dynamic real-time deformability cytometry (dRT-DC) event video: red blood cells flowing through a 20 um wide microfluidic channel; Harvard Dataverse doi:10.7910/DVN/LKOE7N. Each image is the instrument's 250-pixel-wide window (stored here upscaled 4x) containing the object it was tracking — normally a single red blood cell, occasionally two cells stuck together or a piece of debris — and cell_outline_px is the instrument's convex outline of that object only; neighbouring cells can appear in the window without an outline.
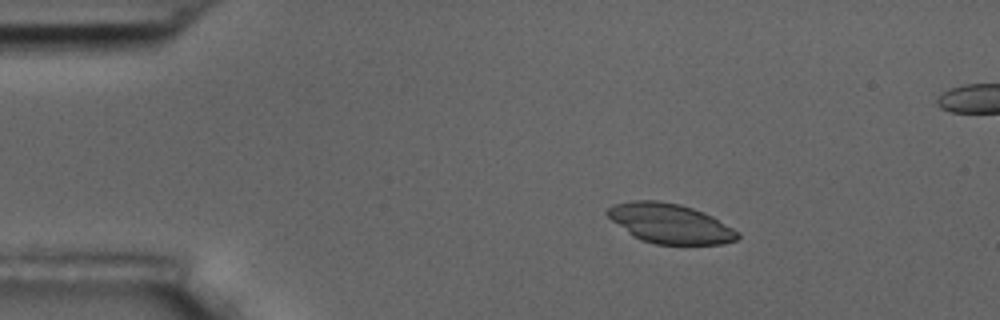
{"species": "common noctule bat (a hibernating species)", "species_latin": "Nyctalus noctula", "temperature_condition": "room temperature", "stored_images_in_passage": 5, "camera_frame_rate_fps": 3000, "um_per_image_px": 0.085, "animal": {"sex": "male", "body_mass_g": 17.5, "forearm_length_mm": 52.3}, "frame": {"image": 1, "passage_image": 2, "time_ms": 1.0, "image_size_px": [1000, 320], "cell_outline_px": [[740, 236], [736, 240], [720, 244], [656, 244], [640, 240], [628, 232], [612, 220], [604, 212], [612, 204], [632, 200], [660, 200], [680, 204], [704, 212], [712, 216], [740, 232]], "centroid_in_image_um": [56.94, 18.98], "position_along_channel_um": 28.1, "area_um2": 30.11}}